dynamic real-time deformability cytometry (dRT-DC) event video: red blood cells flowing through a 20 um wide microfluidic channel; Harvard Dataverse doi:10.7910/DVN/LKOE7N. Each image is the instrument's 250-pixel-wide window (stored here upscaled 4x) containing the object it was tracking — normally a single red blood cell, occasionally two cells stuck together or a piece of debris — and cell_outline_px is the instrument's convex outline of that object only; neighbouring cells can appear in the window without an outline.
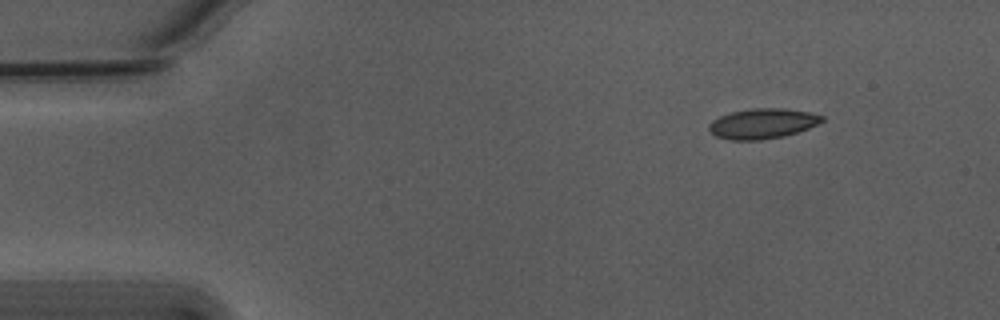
{"species": "Egyptian fruit bat (a non-hibernating species)", "species_latin": "Rousettus aegyptiacus", "temperature_condition": "warm", "stored_images_in_passage": 49, "camera_frame_rate_fps": 3000, "um_per_image_px": 0.085, "animal": {"sex": "male"}, "frame": {"image": 1, "passage_image": 1, "time_ms": 0.0, "image_size_px": [1000, 320], "cell_outline_px": [[824, 120], [808, 128], [784, 136], [760, 140], [732, 140], [716, 136], [708, 128], [708, 124], [712, 120], [720, 116], [732, 112], [752, 108], [784, 108], [808, 112], [824, 116]], "centroid_in_image_um": [64.8, 10.5], "position_along_channel_um": 20.2, "area_um2": 19.71}}
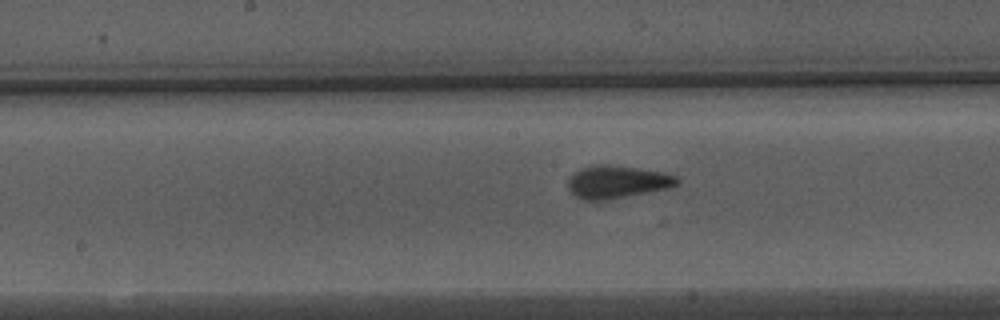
{"frame": {"image": 2, "passage_image": 22, "time_ms": 7.0, "image_size_px": [1000, 320], "cell_outline_px": [[680, 180], [676, 184], [668, 188], [604, 200], [580, 200], [568, 188], [568, 180], [580, 168], [596, 164], [604, 164], [636, 168], [664, 172], [676, 176]], "centroid_in_image_um": [52.43, 15.45], "position_along_channel_um": 195.8, "area_um2": 20.46}}
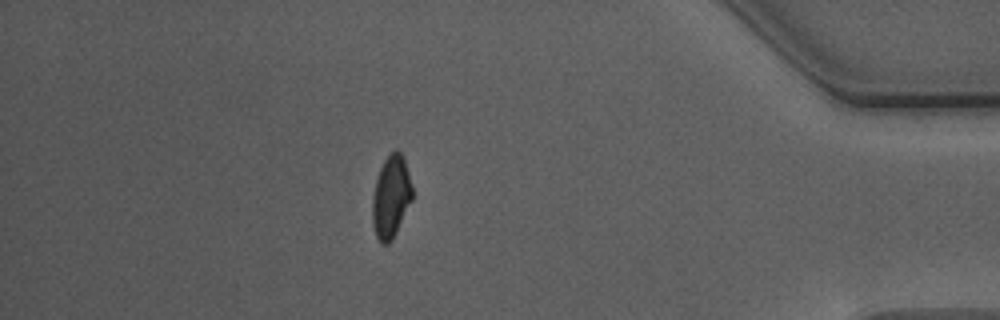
{"frame": {"image": 3, "passage_image": 42, "time_ms": 13.667, "image_size_px": [1000, 320], "cell_outline_px": [[412, 200], [392, 240], [388, 244], [380, 244], [376, 236], [372, 224], [372, 196], [376, 180], [380, 168], [384, 160], [396, 148], [404, 156], [412, 188]], "centroid_in_image_um": [33.22, 16.74], "position_along_channel_um": 402.0, "area_um2": 19.19}, "authors_computed_cell_mechanics": {"area_um2": 19.7098, "velocity_mm_per_s": 3.7688, "shape_relaxation_time_tau1_ms": 5.438, "shape_relaxation_time_tau2_ms": 0.9654, "deformation_change_tau1": 0.1483, "deformation_change_tau2": 0.0726}}